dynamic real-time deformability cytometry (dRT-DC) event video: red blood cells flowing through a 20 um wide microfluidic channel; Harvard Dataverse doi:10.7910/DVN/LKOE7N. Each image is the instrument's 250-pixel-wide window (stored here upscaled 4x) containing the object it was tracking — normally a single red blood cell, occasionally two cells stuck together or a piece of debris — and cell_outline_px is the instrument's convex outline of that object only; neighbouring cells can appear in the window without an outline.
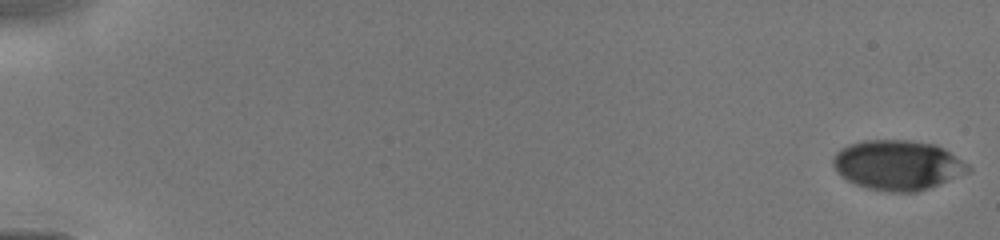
{"species": "human", "species_latin": "Homo sapiens", "temperature_condition": "cold", "stored_images_in_passage": 68, "camera_frame_rate_fps": 3000, "um_per_image_px": 0.085, "donor": {"sex": "male"}, "frame": {"image": 1, "passage_image": 1, "time_ms": 0.0, "image_size_px": [1000, 240], "cell_outline_px": [[972, 168], [968, 172], [928, 188], [916, 192], [888, 192], [868, 188], [856, 184], [848, 180], [832, 164], [832, 156], [840, 148], [848, 144], [864, 140], [912, 140], [936, 144], [944, 148], [968, 164]], "centroid_in_image_um": [76.3, 14.01], "position_along_channel_um": 8.7, "area_um2": 39.13}}
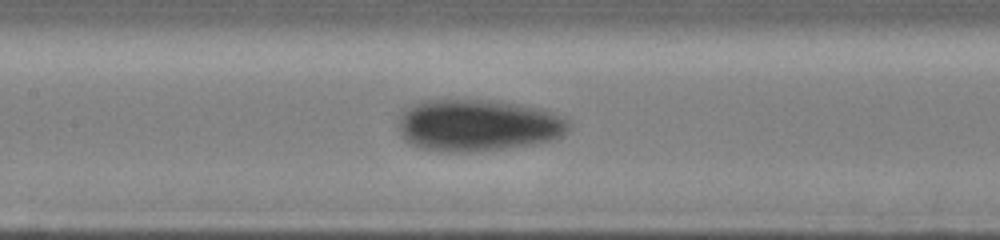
{"frame": {"image": 2, "passage_image": 36, "time_ms": 7.667, "image_size_px": [1000, 240], "cell_outline_px": [[568, 132], [564, 136], [552, 140], [532, 144], [504, 148], [472, 152], [440, 152], [420, 148], [408, 144], [400, 136], [400, 120], [404, 112], [412, 104], [424, 100], [444, 96], [496, 100], [544, 108], [564, 116], [568, 120]], "centroid_in_image_um": [40.61, 10.61], "position_along_channel_um": 166.8, "area_um2": 53.06}}
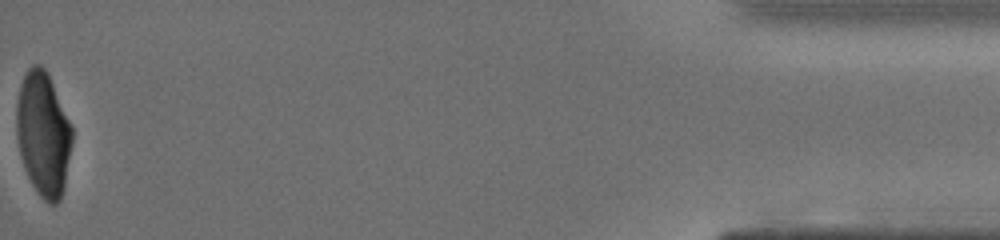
{"frame": {"image": 3, "passage_image": 67, "time_ms": 15.333, "image_size_px": [1000, 240], "cell_outline_px": [[72, 144], [64, 188], [60, 200], [56, 204], [48, 204], [40, 196], [32, 184], [24, 168], [20, 156], [16, 136], [16, 104], [20, 84], [28, 68], [32, 64], [40, 64], [48, 72], [72, 128]], "centroid_in_image_um": [3.66, 11.39], "position_along_channel_um": 431.5, "area_um2": 40.46}}